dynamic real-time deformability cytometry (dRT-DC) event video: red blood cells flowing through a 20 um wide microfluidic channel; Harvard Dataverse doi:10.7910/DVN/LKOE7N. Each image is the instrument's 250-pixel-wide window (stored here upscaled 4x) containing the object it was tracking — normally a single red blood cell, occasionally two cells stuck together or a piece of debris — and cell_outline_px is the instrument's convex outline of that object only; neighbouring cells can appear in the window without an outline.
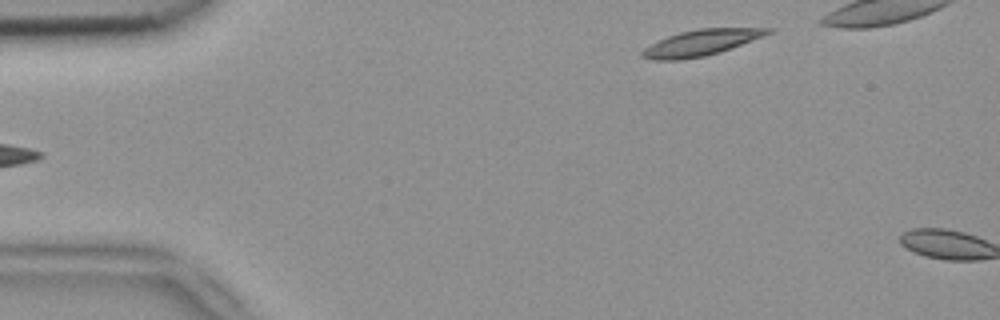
{"species": "common noctule bat (a hibernating species)", "species_latin": "Nyctalus noctula", "temperature_condition": "room temperature", "stored_images_in_passage": 4, "camera_frame_rate_fps": 3000, "um_per_image_px": 0.085, "animal": {"sex": "female", "body_mass_g": 18.4}, "frame": {"image": 1, "passage_image": 4, "time_ms": 1.0, "image_size_px": [1000, 320], "cell_outline_px": [[776, 28], [772, 32], [764, 36], [720, 52], [704, 56], [680, 60], [652, 60], [640, 56], [640, 52], [644, 48], [668, 36], [680, 32], [700, 28]], "centroid_in_image_um": [59.59, 3.63], "position_along_channel_um": 25.4, "area_um2": 18.9}}